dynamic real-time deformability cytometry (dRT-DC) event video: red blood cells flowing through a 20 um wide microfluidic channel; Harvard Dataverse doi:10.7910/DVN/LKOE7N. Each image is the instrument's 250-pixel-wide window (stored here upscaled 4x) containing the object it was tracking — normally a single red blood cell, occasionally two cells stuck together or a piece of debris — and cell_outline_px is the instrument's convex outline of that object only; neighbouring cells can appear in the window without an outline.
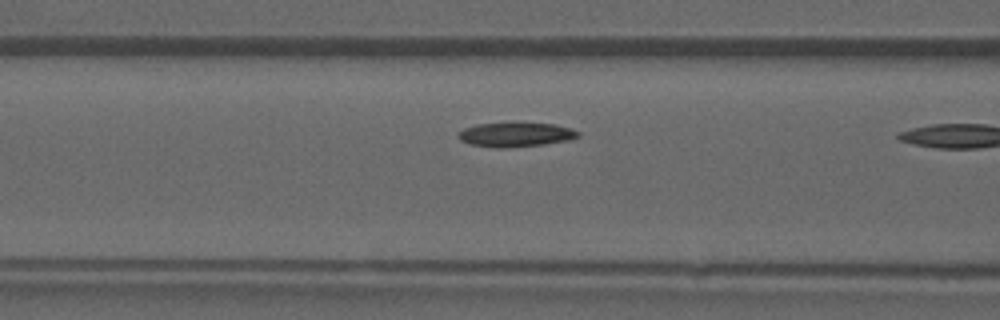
{"species": "common noctule bat (a hibernating species)", "species_latin": "Nyctalus noctula", "temperature_condition": "warm", "stored_images_in_passage": 11, "camera_frame_rate_fps": 3000, "um_per_image_px": 0.085, "animal": {"sex": "male", "forearm_length_mm": 52.5}, "frame": {"image": 1, "passage_image": 10, "time_ms": 3.0, "image_size_px": [1000, 320], "cell_outline_px": [[580, 136], [568, 140], [544, 144], [504, 148], [496, 148], [472, 144], [460, 140], [456, 136], [464, 128], [476, 124], [556, 124], [572, 128], [580, 132]], "centroid_in_image_um": [43.85, 11.45], "position_along_channel_um": 122.7, "area_um2": 16.65}}